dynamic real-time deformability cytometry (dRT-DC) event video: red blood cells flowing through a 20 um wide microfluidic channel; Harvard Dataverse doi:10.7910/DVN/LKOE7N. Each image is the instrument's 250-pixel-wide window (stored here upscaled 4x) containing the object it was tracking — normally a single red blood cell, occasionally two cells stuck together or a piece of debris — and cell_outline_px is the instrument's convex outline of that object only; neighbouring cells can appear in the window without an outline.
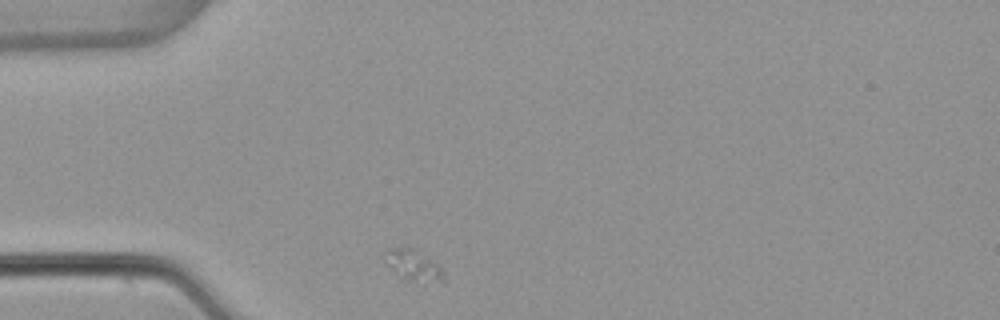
{"species": "common noctule bat (a hibernating species)", "species_latin": "Nyctalus noctula", "temperature_condition": "warm", "stored_images_in_passage": 16, "camera_frame_rate_fps": 3000, "um_per_image_px": 0.085, "animal": {"sex": "female", "body_mass_g": 22.7, "forearm_length_mm": 54.2}, "frame": {"image": 1, "passage_image": 1, "time_ms": 0.0, "image_size_px": [1000, 320], "cell_outline_px": [[444, 284], [400, 280], [380, 256], [388, 248], [412, 248], [432, 260], [444, 272]], "centroid_in_image_um": [35.09, 22.6], "position_along_channel_um": 49.9, "area_um2": 11.04}}